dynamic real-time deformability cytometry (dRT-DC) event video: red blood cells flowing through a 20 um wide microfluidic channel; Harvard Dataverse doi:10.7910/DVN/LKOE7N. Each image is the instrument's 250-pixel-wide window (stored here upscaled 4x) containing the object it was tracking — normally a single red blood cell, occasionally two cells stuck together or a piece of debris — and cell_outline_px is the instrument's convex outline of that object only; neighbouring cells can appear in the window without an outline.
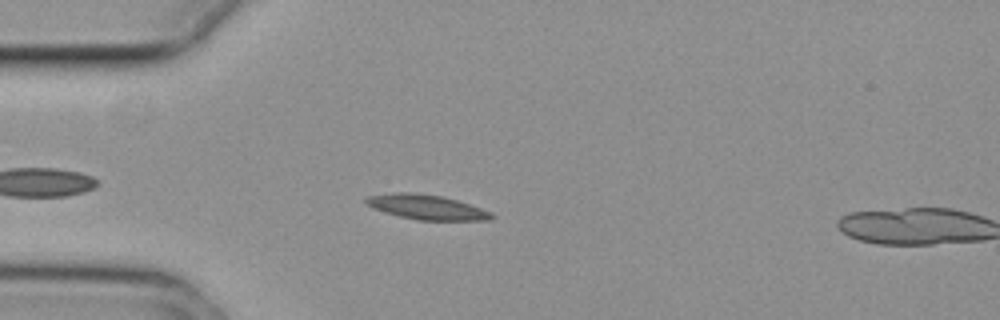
{"species": "common noctule bat (a hibernating species)", "species_latin": "Nyctalus noctula", "temperature_condition": "cold", "stored_images_in_passage": 7, "camera_frame_rate_fps": 3000, "um_per_image_px": 0.085, "animal": {"sex": "female", "body_mass_g": 29.2, "forearm_length_mm": 56.3}, "frame": {"image": 1, "passage_image": 6, "time_ms": 1.667, "image_size_px": [1000, 320], "cell_outline_px": [[496, 216], [492, 220], [416, 220], [384, 212], [372, 208], [364, 200], [368, 196], [392, 192], [412, 192], [444, 196], [492, 212]], "centroid_in_image_um": [36.27, 17.6], "position_along_channel_um": 48.7, "area_um2": 18.15}}